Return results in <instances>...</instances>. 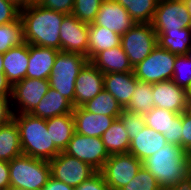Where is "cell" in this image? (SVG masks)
Here are the masks:
<instances>
[{"label": "cell", "mask_w": 191, "mask_h": 190, "mask_svg": "<svg viewBox=\"0 0 191 190\" xmlns=\"http://www.w3.org/2000/svg\"><path fill=\"white\" fill-rule=\"evenodd\" d=\"M66 15L42 5H29L20 10L25 42L61 50L60 28Z\"/></svg>", "instance_id": "1"}, {"label": "cell", "mask_w": 191, "mask_h": 190, "mask_svg": "<svg viewBox=\"0 0 191 190\" xmlns=\"http://www.w3.org/2000/svg\"><path fill=\"white\" fill-rule=\"evenodd\" d=\"M143 167L155 177L162 190L190 178L189 153L171 143L145 159Z\"/></svg>", "instance_id": "2"}, {"label": "cell", "mask_w": 191, "mask_h": 190, "mask_svg": "<svg viewBox=\"0 0 191 190\" xmlns=\"http://www.w3.org/2000/svg\"><path fill=\"white\" fill-rule=\"evenodd\" d=\"M20 136L22 154L36 159L50 161L61 151L54 145L48 132L46 119L30 113L13 114Z\"/></svg>", "instance_id": "3"}, {"label": "cell", "mask_w": 191, "mask_h": 190, "mask_svg": "<svg viewBox=\"0 0 191 190\" xmlns=\"http://www.w3.org/2000/svg\"><path fill=\"white\" fill-rule=\"evenodd\" d=\"M88 62L84 55L59 50L48 79L50 87L69 100L74 108L75 81Z\"/></svg>", "instance_id": "4"}, {"label": "cell", "mask_w": 191, "mask_h": 190, "mask_svg": "<svg viewBox=\"0 0 191 190\" xmlns=\"http://www.w3.org/2000/svg\"><path fill=\"white\" fill-rule=\"evenodd\" d=\"M9 163L10 186L42 190L51 177L49 161L20 155Z\"/></svg>", "instance_id": "5"}, {"label": "cell", "mask_w": 191, "mask_h": 190, "mask_svg": "<svg viewBox=\"0 0 191 190\" xmlns=\"http://www.w3.org/2000/svg\"><path fill=\"white\" fill-rule=\"evenodd\" d=\"M176 56L157 44L150 55L133 67L134 75L139 81L151 84L172 80Z\"/></svg>", "instance_id": "6"}, {"label": "cell", "mask_w": 191, "mask_h": 190, "mask_svg": "<svg viewBox=\"0 0 191 190\" xmlns=\"http://www.w3.org/2000/svg\"><path fill=\"white\" fill-rule=\"evenodd\" d=\"M157 44V34L152 23H136L121 36L122 49L132 67L150 55Z\"/></svg>", "instance_id": "7"}, {"label": "cell", "mask_w": 191, "mask_h": 190, "mask_svg": "<svg viewBox=\"0 0 191 190\" xmlns=\"http://www.w3.org/2000/svg\"><path fill=\"white\" fill-rule=\"evenodd\" d=\"M63 152L89 164L96 171H101L106 160L110 157L101 138L76 132Z\"/></svg>", "instance_id": "8"}, {"label": "cell", "mask_w": 191, "mask_h": 190, "mask_svg": "<svg viewBox=\"0 0 191 190\" xmlns=\"http://www.w3.org/2000/svg\"><path fill=\"white\" fill-rule=\"evenodd\" d=\"M143 166V162L130 153L110 155L100 171L108 188L120 190L127 185Z\"/></svg>", "instance_id": "9"}, {"label": "cell", "mask_w": 191, "mask_h": 190, "mask_svg": "<svg viewBox=\"0 0 191 190\" xmlns=\"http://www.w3.org/2000/svg\"><path fill=\"white\" fill-rule=\"evenodd\" d=\"M155 31L191 28V16L184 0H159L152 21Z\"/></svg>", "instance_id": "10"}, {"label": "cell", "mask_w": 191, "mask_h": 190, "mask_svg": "<svg viewBox=\"0 0 191 190\" xmlns=\"http://www.w3.org/2000/svg\"><path fill=\"white\" fill-rule=\"evenodd\" d=\"M51 177L74 188L89 179L97 171L89 164L61 151L49 161Z\"/></svg>", "instance_id": "11"}, {"label": "cell", "mask_w": 191, "mask_h": 190, "mask_svg": "<svg viewBox=\"0 0 191 190\" xmlns=\"http://www.w3.org/2000/svg\"><path fill=\"white\" fill-rule=\"evenodd\" d=\"M49 88V81L45 79H32L26 77L15 83L12 86L11 97L13 113H31L37 107ZM13 106L17 108L14 109Z\"/></svg>", "instance_id": "12"}, {"label": "cell", "mask_w": 191, "mask_h": 190, "mask_svg": "<svg viewBox=\"0 0 191 190\" xmlns=\"http://www.w3.org/2000/svg\"><path fill=\"white\" fill-rule=\"evenodd\" d=\"M88 32L89 24L81 22L72 14H67L60 28L61 51L88 57Z\"/></svg>", "instance_id": "13"}, {"label": "cell", "mask_w": 191, "mask_h": 190, "mask_svg": "<svg viewBox=\"0 0 191 190\" xmlns=\"http://www.w3.org/2000/svg\"><path fill=\"white\" fill-rule=\"evenodd\" d=\"M135 24L127 10L119 3L114 0H103L94 22L89 26H102L122 36Z\"/></svg>", "instance_id": "14"}, {"label": "cell", "mask_w": 191, "mask_h": 190, "mask_svg": "<svg viewBox=\"0 0 191 190\" xmlns=\"http://www.w3.org/2000/svg\"><path fill=\"white\" fill-rule=\"evenodd\" d=\"M152 92L154 107L167 109L179 114L185 112L189 92L177 86L173 80L153 83Z\"/></svg>", "instance_id": "15"}, {"label": "cell", "mask_w": 191, "mask_h": 190, "mask_svg": "<svg viewBox=\"0 0 191 190\" xmlns=\"http://www.w3.org/2000/svg\"><path fill=\"white\" fill-rule=\"evenodd\" d=\"M104 90V74L90 61L75 81V107L82 106Z\"/></svg>", "instance_id": "16"}, {"label": "cell", "mask_w": 191, "mask_h": 190, "mask_svg": "<svg viewBox=\"0 0 191 190\" xmlns=\"http://www.w3.org/2000/svg\"><path fill=\"white\" fill-rule=\"evenodd\" d=\"M75 132L90 137L101 138L102 134L111 126L118 117L98 115L88 112L82 106L73 109Z\"/></svg>", "instance_id": "17"}, {"label": "cell", "mask_w": 191, "mask_h": 190, "mask_svg": "<svg viewBox=\"0 0 191 190\" xmlns=\"http://www.w3.org/2000/svg\"><path fill=\"white\" fill-rule=\"evenodd\" d=\"M58 49L29 44L27 78L48 80L58 54Z\"/></svg>", "instance_id": "18"}, {"label": "cell", "mask_w": 191, "mask_h": 190, "mask_svg": "<svg viewBox=\"0 0 191 190\" xmlns=\"http://www.w3.org/2000/svg\"><path fill=\"white\" fill-rule=\"evenodd\" d=\"M134 72L104 74V90L109 92L125 109L135 91L136 82Z\"/></svg>", "instance_id": "19"}, {"label": "cell", "mask_w": 191, "mask_h": 190, "mask_svg": "<svg viewBox=\"0 0 191 190\" xmlns=\"http://www.w3.org/2000/svg\"><path fill=\"white\" fill-rule=\"evenodd\" d=\"M29 63V44L12 47L3 54L4 74L13 86L26 78Z\"/></svg>", "instance_id": "20"}, {"label": "cell", "mask_w": 191, "mask_h": 190, "mask_svg": "<svg viewBox=\"0 0 191 190\" xmlns=\"http://www.w3.org/2000/svg\"><path fill=\"white\" fill-rule=\"evenodd\" d=\"M167 144L162 133L154 131L152 128H145L130 140L128 153L143 162L148 157L155 154Z\"/></svg>", "instance_id": "21"}, {"label": "cell", "mask_w": 191, "mask_h": 190, "mask_svg": "<svg viewBox=\"0 0 191 190\" xmlns=\"http://www.w3.org/2000/svg\"><path fill=\"white\" fill-rule=\"evenodd\" d=\"M90 62L103 74L133 72V67L121 44L98 52Z\"/></svg>", "instance_id": "22"}, {"label": "cell", "mask_w": 191, "mask_h": 190, "mask_svg": "<svg viewBox=\"0 0 191 190\" xmlns=\"http://www.w3.org/2000/svg\"><path fill=\"white\" fill-rule=\"evenodd\" d=\"M73 109L74 106L69 100L50 87L30 114L47 120L52 117L72 113Z\"/></svg>", "instance_id": "23"}, {"label": "cell", "mask_w": 191, "mask_h": 190, "mask_svg": "<svg viewBox=\"0 0 191 190\" xmlns=\"http://www.w3.org/2000/svg\"><path fill=\"white\" fill-rule=\"evenodd\" d=\"M46 125L54 145L60 151H64L75 133L73 114L69 113L47 119Z\"/></svg>", "instance_id": "24"}, {"label": "cell", "mask_w": 191, "mask_h": 190, "mask_svg": "<svg viewBox=\"0 0 191 190\" xmlns=\"http://www.w3.org/2000/svg\"><path fill=\"white\" fill-rule=\"evenodd\" d=\"M161 48L176 55H186L191 49V28L180 31H155Z\"/></svg>", "instance_id": "25"}, {"label": "cell", "mask_w": 191, "mask_h": 190, "mask_svg": "<svg viewBox=\"0 0 191 190\" xmlns=\"http://www.w3.org/2000/svg\"><path fill=\"white\" fill-rule=\"evenodd\" d=\"M121 44V36L102 26H89L88 59L89 61L100 51L111 49Z\"/></svg>", "instance_id": "26"}, {"label": "cell", "mask_w": 191, "mask_h": 190, "mask_svg": "<svg viewBox=\"0 0 191 190\" xmlns=\"http://www.w3.org/2000/svg\"><path fill=\"white\" fill-rule=\"evenodd\" d=\"M22 155L19 130L12 119L0 126V160L9 162Z\"/></svg>", "instance_id": "27"}, {"label": "cell", "mask_w": 191, "mask_h": 190, "mask_svg": "<svg viewBox=\"0 0 191 190\" xmlns=\"http://www.w3.org/2000/svg\"><path fill=\"white\" fill-rule=\"evenodd\" d=\"M101 139L109 155L128 153L130 139L122 121L117 118L102 134Z\"/></svg>", "instance_id": "28"}, {"label": "cell", "mask_w": 191, "mask_h": 190, "mask_svg": "<svg viewBox=\"0 0 191 190\" xmlns=\"http://www.w3.org/2000/svg\"><path fill=\"white\" fill-rule=\"evenodd\" d=\"M136 23H152L159 0H114Z\"/></svg>", "instance_id": "29"}, {"label": "cell", "mask_w": 191, "mask_h": 190, "mask_svg": "<svg viewBox=\"0 0 191 190\" xmlns=\"http://www.w3.org/2000/svg\"><path fill=\"white\" fill-rule=\"evenodd\" d=\"M82 107L88 112L111 117H119L123 110L118 101L106 90H102L93 99L83 104Z\"/></svg>", "instance_id": "30"}, {"label": "cell", "mask_w": 191, "mask_h": 190, "mask_svg": "<svg viewBox=\"0 0 191 190\" xmlns=\"http://www.w3.org/2000/svg\"><path fill=\"white\" fill-rule=\"evenodd\" d=\"M179 113L171 112L167 109L153 107L149 113L144 114V121L147 127L162 133L167 143H170L171 122Z\"/></svg>", "instance_id": "31"}, {"label": "cell", "mask_w": 191, "mask_h": 190, "mask_svg": "<svg viewBox=\"0 0 191 190\" xmlns=\"http://www.w3.org/2000/svg\"><path fill=\"white\" fill-rule=\"evenodd\" d=\"M154 107L152 84L137 81L134 94L132 95L129 105L125 108L133 113L146 114Z\"/></svg>", "instance_id": "32"}, {"label": "cell", "mask_w": 191, "mask_h": 190, "mask_svg": "<svg viewBox=\"0 0 191 190\" xmlns=\"http://www.w3.org/2000/svg\"><path fill=\"white\" fill-rule=\"evenodd\" d=\"M25 43L23 24L20 17L13 22L0 25V53Z\"/></svg>", "instance_id": "33"}, {"label": "cell", "mask_w": 191, "mask_h": 190, "mask_svg": "<svg viewBox=\"0 0 191 190\" xmlns=\"http://www.w3.org/2000/svg\"><path fill=\"white\" fill-rule=\"evenodd\" d=\"M174 83L186 89H191V59L187 55H177L174 62L173 78Z\"/></svg>", "instance_id": "34"}, {"label": "cell", "mask_w": 191, "mask_h": 190, "mask_svg": "<svg viewBox=\"0 0 191 190\" xmlns=\"http://www.w3.org/2000/svg\"><path fill=\"white\" fill-rule=\"evenodd\" d=\"M103 0H74L72 15L83 23L92 24Z\"/></svg>", "instance_id": "35"}, {"label": "cell", "mask_w": 191, "mask_h": 190, "mask_svg": "<svg viewBox=\"0 0 191 190\" xmlns=\"http://www.w3.org/2000/svg\"><path fill=\"white\" fill-rule=\"evenodd\" d=\"M120 190H162L155 177L143 166L135 177Z\"/></svg>", "instance_id": "36"}, {"label": "cell", "mask_w": 191, "mask_h": 190, "mask_svg": "<svg viewBox=\"0 0 191 190\" xmlns=\"http://www.w3.org/2000/svg\"><path fill=\"white\" fill-rule=\"evenodd\" d=\"M118 118L122 121L130 140L136 137V134L146 126L144 116L141 113H133L123 109Z\"/></svg>", "instance_id": "37"}, {"label": "cell", "mask_w": 191, "mask_h": 190, "mask_svg": "<svg viewBox=\"0 0 191 190\" xmlns=\"http://www.w3.org/2000/svg\"><path fill=\"white\" fill-rule=\"evenodd\" d=\"M20 17V9L8 0H0V25L16 21Z\"/></svg>", "instance_id": "38"}, {"label": "cell", "mask_w": 191, "mask_h": 190, "mask_svg": "<svg viewBox=\"0 0 191 190\" xmlns=\"http://www.w3.org/2000/svg\"><path fill=\"white\" fill-rule=\"evenodd\" d=\"M108 185L100 171H97L89 179L84 181L75 190H107Z\"/></svg>", "instance_id": "39"}, {"label": "cell", "mask_w": 191, "mask_h": 190, "mask_svg": "<svg viewBox=\"0 0 191 190\" xmlns=\"http://www.w3.org/2000/svg\"><path fill=\"white\" fill-rule=\"evenodd\" d=\"M41 5L53 11L71 14L74 7V0H44Z\"/></svg>", "instance_id": "40"}, {"label": "cell", "mask_w": 191, "mask_h": 190, "mask_svg": "<svg viewBox=\"0 0 191 190\" xmlns=\"http://www.w3.org/2000/svg\"><path fill=\"white\" fill-rule=\"evenodd\" d=\"M182 113L178 114L174 122H171L170 143L182 148Z\"/></svg>", "instance_id": "41"}, {"label": "cell", "mask_w": 191, "mask_h": 190, "mask_svg": "<svg viewBox=\"0 0 191 190\" xmlns=\"http://www.w3.org/2000/svg\"><path fill=\"white\" fill-rule=\"evenodd\" d=\"M13 114L11 97L0 96V126L9 123Z\"/></svg>", "instance_id": "42"}, {"label": "cell", "mask_w": 191, "mask_h": 190, "mask_svg": "<svg viewBox=\"0 0 191 190\" xmlns=\"http://www.w3.org/2000/svg\"><path fill=\"white\" fill-rule=\"evenodd\" d=\"M182 149L191 153V117L185 112L182 113Z\"/></svg>", "instance_id": "43"}, {"label": "cell", "mask_w": 191, "mask_h": 190, "mask_svg": "<svg viewBox=\"0 0 191 190\" xmlns=\"http://www.w3.org/2000/svg\"><path fill=\"white\" fill-rule=\"evenodd\" d=\"M10 186L9 163L0 160V190H6Z\"/></svg>", "instance_id": "44"}, {"label": "cell", "mask_w": 191, "mask_h": 190, "mask_svg": "<svg viewBox=\"0 0 191 190\" xmlns=\"http://www.w3.org/2000/svg\"><path fill=\"white\" fill-rule=\"evenodd\" d=\"M42 190H75V188L50 177Z\"/></svg>", "instance_id": "45"}, {"label": "cell", "mask_w": 191, "mask_h": 190, "mask_svg": "<svg viewBox=\"0 0 191 190\" xmlns=\"http://www.w3.org/2000/svg\"><path fill=\"white\" fill-rule=\"evenodd\" d=\"M0 96L12 97V85L5 74H0Z\"/></svg>", "instance_id": "46"}, {"label": "cell", "mask_w": 191, "mask_h": 190, "mask_svg": "<svg viewBox=\"0 0 191 190\" xmlns=\"http://www.w3.org/2000/svg\"><path fill=\"white\" fill-rule=\"evenodd\" d=\"M164 190H191V178L180 182L178 185L168 187Z\"/></svg>", "instance_id": "47"}, {"label": "cell", "mask_w": 191, "mask_h": 190, "mask_svg": "<svg viewBox=\"0 0 191 190\" xmlns=\"http://www.w3.org/2000/svg\"><path fill=\"white\" fill-rule=\"evenodd\" d=\"M13 3L18 9L22 10L29 6V0H8Z\"/></svg>", "instance_id": "48"}, {"label": "cell", "mask_w": 191, "mask_h": 190, "mask_svg": "<svg viewBox=\"0 0 191 190\" xmlns=\"http://www.w3.org/2000/svg\"><path fill=\"white\" fill-rule=\"evenodd\" d=\"M185 113H186L189 117H191V100H190V99H188V101H187Z\"/></svg>", "instance_id": "49"}, {"label": "cell", "mask_w": 191, "mask_h": 190, "mask_svg": "<svg viewBox=\"0 0 191 190\" xmlns=\"http://www.w3.org/2000/svg\"><path fill=\"white\" fill-rule=\"evenodd\" d=\"M0 74H4L3 54L0 53Z\"/></svg>", "instance_id": "50"}, {"label": "cell", "mask_w": 191, "mask_h": 190, "mask_svg": "<svg viewBox=\"0 0 191 190\" xmlns=\"http://www.w3.org/2000/svg\"><path fill=\"white\" fill-rule=\"evenodd\" d=\"M44 0H29V5H41Z\"/></svg>", "instance_id": "51"}, {"label": "cell", "mask_w": 191, "mask_h": 190, "mask_svg": "<svg viewBox=\"0 0 191 190\" xmlns=\"http://www.w3.org/2000/svg\"><path fill=\"white\" fill-rule=\"evenodd\" d=\"M187 7H188V11H189V14L191 16V0H184Z\"/></svg>", "instance_id": "52"}, {"label": "cell", "mask_w": 191, "mask_h": 190, "mask_svg": "<svg viewBox=\"0 0 191 190\" xmlns=\"http://www.w3.org/2000/svg\"><path fill=\"white\" fill-rule=\"evenodd\" d=\"M6 190H28V189H23V188H18L14 186H9Z\"/></svg>", "instance_id": "53"}, {"label": "cell", "mask_w": 191, "mask_h": 190, "mask_svg": "<svg viewBox=\"0 0 191 190\" xmlns=\"http://www.w3.org/2000/svg\"><path fill=\"white\" fill-rule=\"evenodd\" d=\"M186 55H187V57H188L189 59H191V49L188 51V53H187Z\"/></svg>", "instance_id": "54"}, {"label": "cell", "mask_w": 191, "mask_h": 190, "mask_svg": "<svg viewBox=\"0 0 191 190\" xmlns=\"http://www.w3.org/2000/svg\"><path fill=\"white\" fill-rule=\"evenodd\" d=\"M190 156V169H189V173H190V178H191V153L189 154Z\"/></svg>", "instance_id": "55"}, {"label": "cell", "mask_w": 191, "mask_h": 190, "mask_svg": "<svg viewBox=\"0 0 191 190\" xmlns=\"http://www.w3.org/2000/svg\"><path fill=\"white\" fill-rule=\"evenodd\" d=\"M189 99L191 100V89L189 91Z\"/></svg>", "instance_id": "56"}]
</instances>
